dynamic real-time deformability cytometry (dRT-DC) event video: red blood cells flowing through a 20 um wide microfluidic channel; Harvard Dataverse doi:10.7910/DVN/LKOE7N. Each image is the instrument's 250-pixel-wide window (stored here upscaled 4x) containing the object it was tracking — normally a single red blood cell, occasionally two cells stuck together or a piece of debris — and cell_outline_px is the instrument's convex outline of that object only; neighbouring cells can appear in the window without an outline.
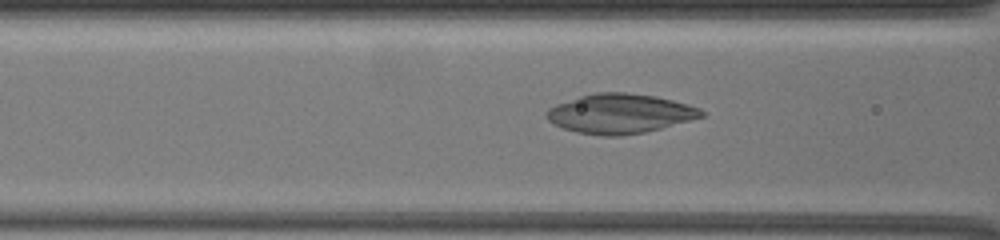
{"species": "common noctule bat (a hibernating species)", "species_latin": "Nyctalus noctula", "temperature_condition": "warm", "stored_images_in_passage": 10, "camera_frame_rate_fps": 3000, "um_per_image_px": 0.085, "animal": {"sex": "female", "body_mass_g": 19.5, "forearm_length_mm": 54.1}, "frame": {"image": 1, "passage_image": 7, "time_ms": 1.667, "image_size_px": [1000, 240], "cell_outline_px": [[704, 116], [692, 120], [644, 132], [620, 136], [600, 136], [576, 132], [564, 128], [548, 120], [544, 116], [548, 108], [556, 104], [580, 96], [596, 92], [624, 92], [656, 96], [688, 104], [700, 108], [704, 112]], "centroid_in_image_um": [52.69, 9.66], "position_along_channel_um": 113.9, "area_um2": 35.66}}